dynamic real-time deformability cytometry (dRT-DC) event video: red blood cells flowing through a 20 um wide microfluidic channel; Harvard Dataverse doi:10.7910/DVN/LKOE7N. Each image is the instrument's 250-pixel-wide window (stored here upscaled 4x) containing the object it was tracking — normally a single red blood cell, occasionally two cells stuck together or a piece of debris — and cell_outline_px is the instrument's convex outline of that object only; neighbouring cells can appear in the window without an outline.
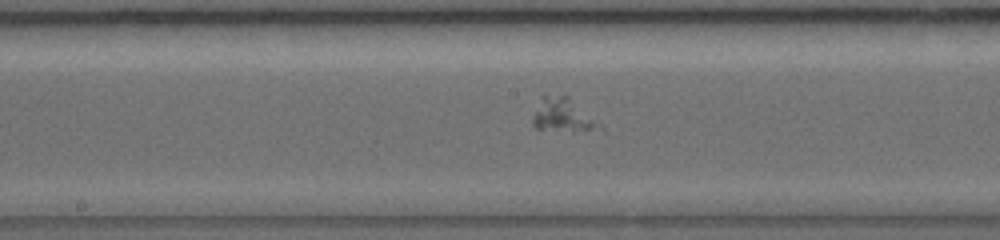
{"species": "common noctule bat (a hibernating species)", "species_latin": "Nyctalus noctula", "temperature_condition": "warm", "stored_images_in_passage": 19, "camera_frame_rate_fps": 5000, "um_per_image_px": 0.085, "animal": {"sex": "female", "body_mass_g": 19.0, "forearm_length_mm": 56.7}, "frame": {"image": 1, "passage_image": 8, "time_ms": 3.4, "image_size_px": [1000, 240], "cell_outline_px": [[596, 124], [592, 128], [572, 132], [536, 128], [532, 124], [532, 116], [540, 96], [544, 92], [568, 96]], "centroid_in_image_um": [47.6, 9.72], "position_along_channel_um": 200.6, "area_um2": 12.48}}
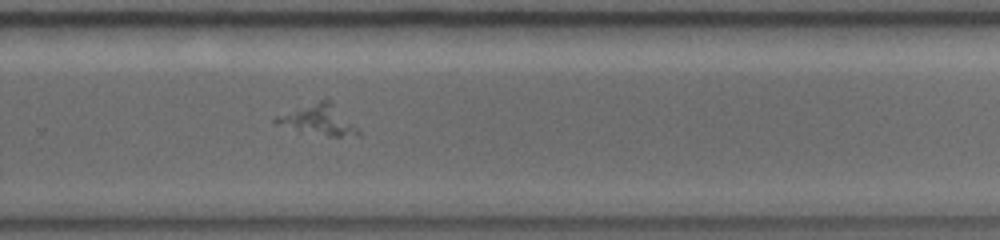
{"frame": {"image": 2, "passage_image": 14, "time_ms": 6.2, "image_size_px": [1000, 240], "cell_outline_px": [[360, 136], [328, 136], [276, 124], [272, 120], [276, 116], [324, 96], [360, 132]], "centroid_in_image_um": [27.03, 10.15], "position_along_channel_um": 302.8, "area_um2": 13.99}}
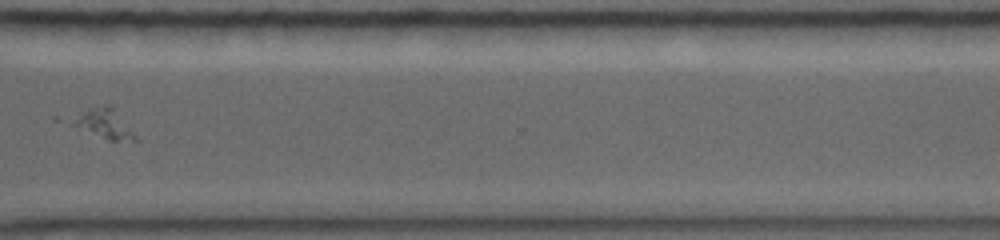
{"frame": {"image": 3, "passage_image": 17, "time_ms": 7.8, "image_size_px": [1000, 240], "cell_outline_px": [[140, 140], [108, 140], [72, 124], [72, 120], [88, 108], [100, 104], [108, 104], [112, 108]], "centroid_in_image_um": [8.87, 10.5], "position_along_channel_um": 361.7, "area_um2": 10.17}}